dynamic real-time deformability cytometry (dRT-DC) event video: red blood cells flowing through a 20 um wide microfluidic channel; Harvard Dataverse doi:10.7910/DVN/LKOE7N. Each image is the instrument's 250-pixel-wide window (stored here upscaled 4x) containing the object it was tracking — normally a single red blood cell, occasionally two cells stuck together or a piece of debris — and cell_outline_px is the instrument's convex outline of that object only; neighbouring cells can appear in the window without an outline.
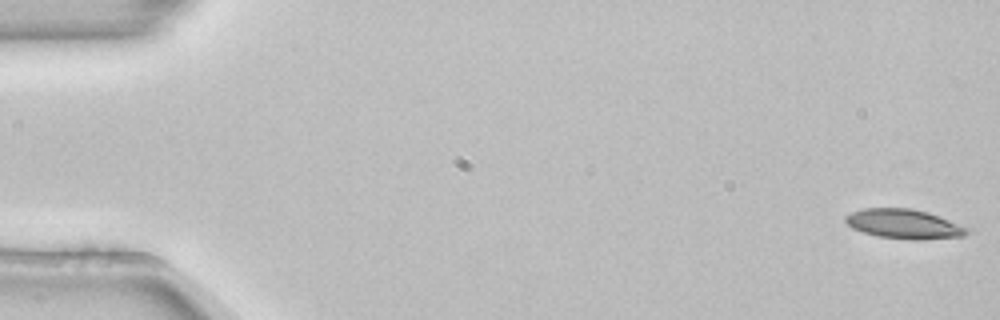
{"species": "common noctule bat (a hibernating species)", "species_latin": "Nyctalus noctula", "temperature_condition": "room temperature", "stored_images_in_passage": 53, "camera_frame_rate_fps": 3000, "um_per_image_px": 0.085, "animal": {"sex": "female", "body_mass_g": 22.7, "forearm_length_mm": 54.2}, "frame": {"image": 1, "passage_image": 1, "time_ms": 0.0, "image_size_px": [1000, 320], "cell_outline_px": [[972, 232], [964, 236], [920, 240], [908, 240], [876, 236], [852, 228], [844, 220], [844, 216], [852, 212], [864, 208], [912, 208], [928, 212], [972, 228]], "centroid_in_image_um": [76.9, 19.04], "position_along_channel_um": 8.1, "area_um2": 21.27}}
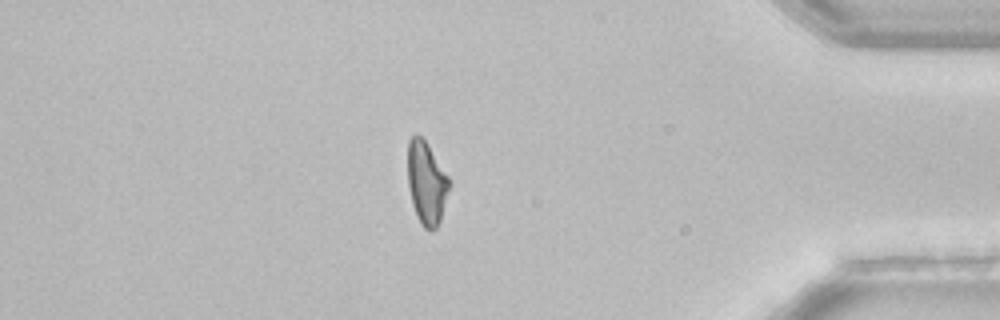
{"frame": {"image": 2, "passage_image": 46, "time_ms": 15.0, "image_size_px": [1000, 320], "cell_outline_px": [[452, 184], [440, 220], [436, 228], [432, 232], [424, 228], [420, 224], [416, 216], [412, 204], [408, 188], [408, 140], [416, 132], [424, 140], [448, 176]], "centroid_in_image_um": [36.25, 15.59], "position_along_channel_um": 398.9, "area_um2": 20.23}}
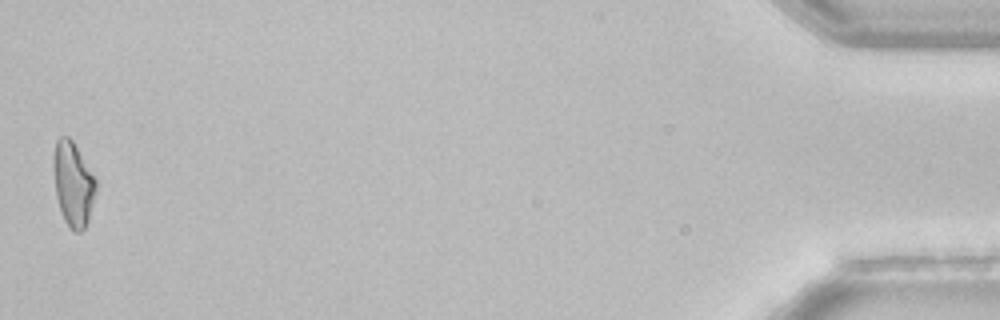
{"frame": {"image": 3, "passage_image": 53, "time_ms": 17.333, "image_size_px": [1000, 320], "cell_outline_px": [[96, 192], [88, 220], [84, 228], [80, 232], [72, 232], [64, 220], [56, 196], [52, 164], [52, 156], [56, 140], [60, 136], [68, 136], [72, 140], [96, 180]], "centroid_in_image_um": [6.19, 15.63], "position_along_channel_um": 429.0, "area_um2": 20.87}, "authors_computed_cell_mechanics": {"area_um2": 20.9236, "velocity_mm_per_s": 3.8598, "shape_relaxation_time_tau1_ms": 4.1326, "shape_relaxation_time_tau2_ms": null, "deformation_change_tau1": 0.1639, "deformation_change_tau2": null}}